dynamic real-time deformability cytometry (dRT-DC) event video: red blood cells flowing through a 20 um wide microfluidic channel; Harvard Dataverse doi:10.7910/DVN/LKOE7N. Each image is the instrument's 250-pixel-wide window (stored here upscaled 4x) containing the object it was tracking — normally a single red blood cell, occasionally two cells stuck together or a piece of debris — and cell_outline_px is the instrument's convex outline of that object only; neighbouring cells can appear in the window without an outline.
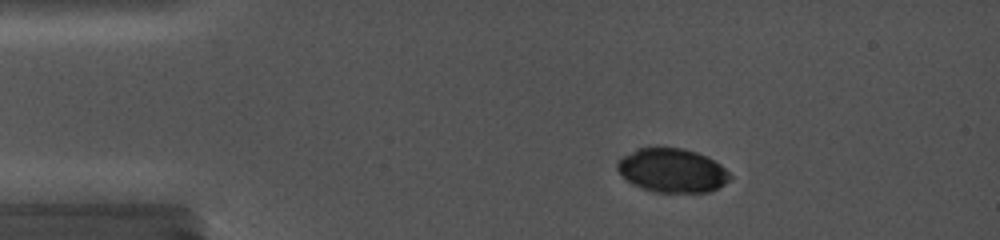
{"species": "common noctule bat (a hibernating species)", "species_latin": "Nyctalus noctula", "temperature_condition": "cold", "stored_images_in_passage": 40, "camera_frame_rate_fps": 5000, "um_per_image_px": 0.085, "animal": {"sex": "female", "body_mass_g": 19.0, "forearm_length_mm": 56.7}, "frame": {"image": 1, "passage_image": 8, "time_ms": 2.6, "image_size_px": [1000, 240], "cell_outline_px": [[732, 180], [708, 192], [656, 192], [640, 188], [632, 184], [616, 168], [616, 160], [636, 148], [684, 148], [708, 156], [720, 164], [732, 176]], "centroid_in_image_um": [57.13, 14.48], "position_along_channel_um": 27.9, "area_um2": 28.9}}
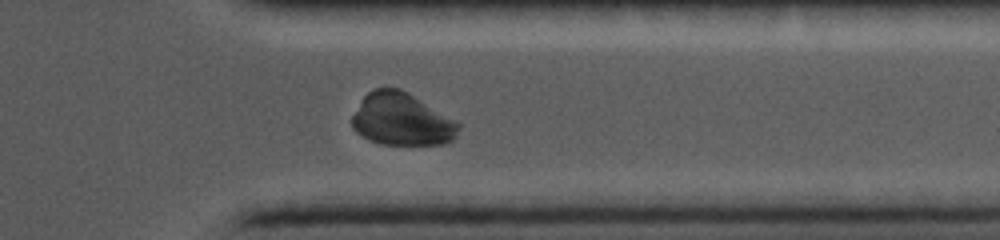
{"frame": {"image": 2, "passage_image": 37, "time_ms": 13.4, "image_size_px": [1000, 240], "cell_outline_px": [[460, 128], [456, 136], [452, 140], [444, 144], [380, 144], [368, 140], [356, 132], [352, 128], [352, 116], [364, 96], [368, 92], [376, 88], [400, 88], [408, 92], [456, 120], [460, 124]], "centroid_in_image_um": [34.15, 10.15], "position_along_channel_um": 377.2, "area_um2": 32.6}}